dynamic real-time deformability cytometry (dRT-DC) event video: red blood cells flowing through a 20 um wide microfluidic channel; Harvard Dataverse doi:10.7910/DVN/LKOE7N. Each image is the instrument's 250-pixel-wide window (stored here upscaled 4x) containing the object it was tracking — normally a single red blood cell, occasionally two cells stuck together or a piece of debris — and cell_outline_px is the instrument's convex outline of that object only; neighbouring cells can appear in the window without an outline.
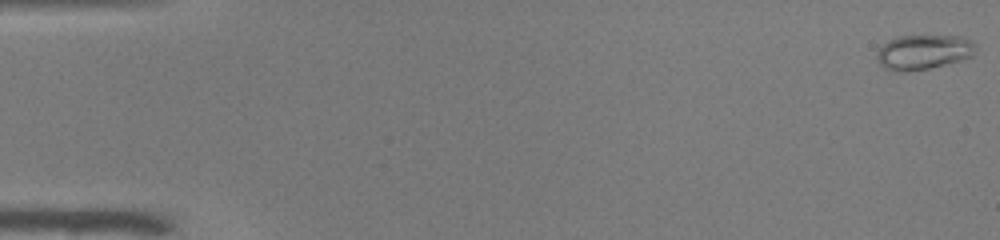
{"species": "common noctule bat (a hibernating species)", "species_latin": "Nyctalus noctula", "temperature_condition": "warm", "stored_images_in_passage": 48, "camera_frame_rate_fps": 3000, "um_per_image_px": 0.085, "animal": {"sex": "male", "body_mass_g": 19.0, "forearm_length_mm": 50.8}, "frame": {"image": 1, "passage_image": 1, "time_ms": 0.0, "image_size_px": [1000, 240], "cell_outline_px": [[976, 52], [972, 56], [960, 60], [928, 68], [904, 72], [892, 72], [884, 68], [876, 60], [876, 52], [888, 40], [900, 36], [964, 36], [972, 40]], "centroid_in_image_um": [78.46, 4.43], "position_along_channel_um": 6.5, "area_um2": 20.06}}
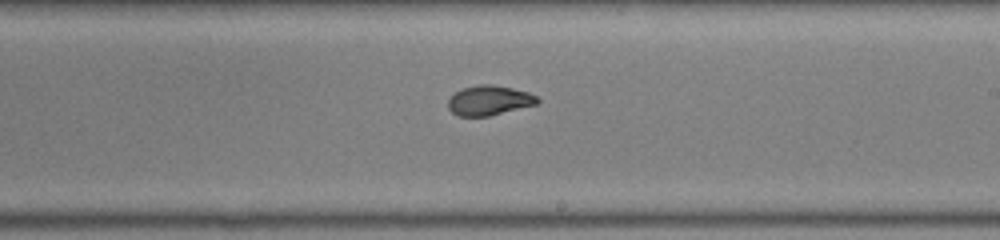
{"frame": {"image": 2, "passage_image": 31, "time_ms": 10.0, "image_size_px": [1000, 240], "cell_outline_px": [[540, 100], [536, 104], [488, 116], [456, 116], [448, 108], [448, 100], [456, 92], [464, 88], [480, 84], [492, 84], [512, 88], [528, 92], [536, 96]], "centroid_in_image_um": [41.56, 8.53], "position_along_channel_um": 247.4, "area_um2": 15.32}}
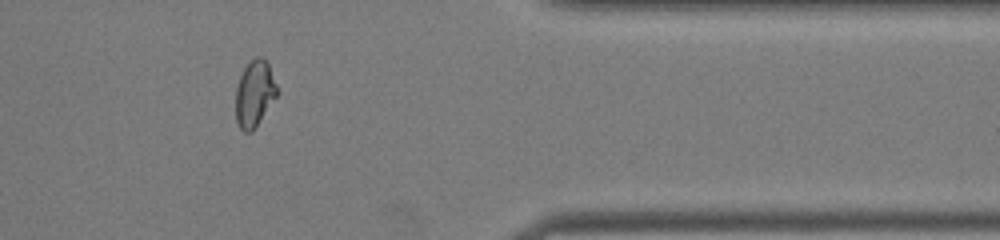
{"frame": {"image": 3, "passage_image": 43, "time_ms": 14.0, "image_size_px": [1000, 240], "cell_outline_px": [[276, 96], [252, 132], [244, 132], [240, 128], [236, 120], [236, 88], [240, 76], [244, 68], [256, 56], [264, 56], [268, 64], [276, 84]], "centroid_in_image_um": [21.62, 7.95], "position_along_channel_um": 389.8, "area_um2": 15.66}, "authors_computed_cell_mechanics": {"area_um2": 16.6175, "velocity_mm_per_s": 3.9948, "shape_relaxation_time_tau1_ms": 10.6098, "shape_relaxation_time_tau2_ms": 1.1974, "deformation_change_tau1": 0.2552, "deformation_change_tau2": 0.0473}}